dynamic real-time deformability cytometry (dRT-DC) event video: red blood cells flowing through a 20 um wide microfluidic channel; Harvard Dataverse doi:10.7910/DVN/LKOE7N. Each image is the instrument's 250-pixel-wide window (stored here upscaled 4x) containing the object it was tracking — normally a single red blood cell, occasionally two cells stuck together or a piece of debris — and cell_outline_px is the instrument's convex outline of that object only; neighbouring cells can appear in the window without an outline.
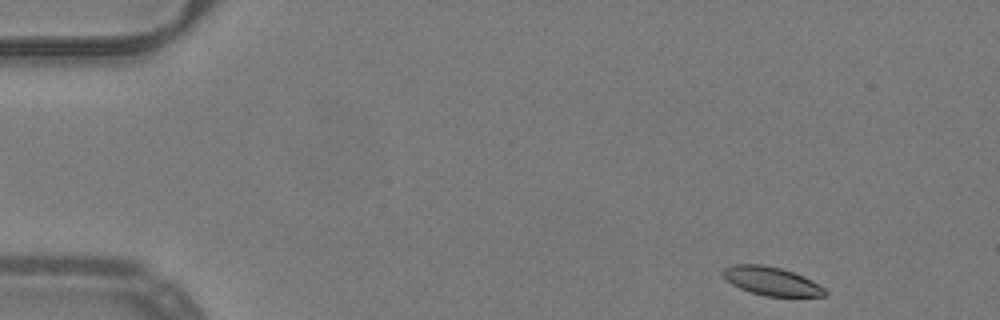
{"species": "common noctule bat (a hibernating species)", "species_latin": "Nyctalus noctula", "temperature_condition": "warm", "stored_images_in_passage": 47, "camera_frame_rate_fps": 3000, "um_per_image_px": 0.085, "animal": {"sex": "male", "body_mass_g": 19.2, "forearm_length_mm": 51.8}, "frame": {"image": 1, "passage_image": 1, "time_ms": 0.0, "image_size_px": [1000, 320], "cell_outline_px": [[828, 292], [824, 296], [764, 296], [740, 288], [732, 284], [720, 272], [724, 268], [732, 264], [760, 264], [780, 268], [804, 276], [812, 280], [824, 288]], "centroid_in_image_um": [65.57, 23.89], "position_along_channel_um": 19.4, "area_um2": 16.82}}
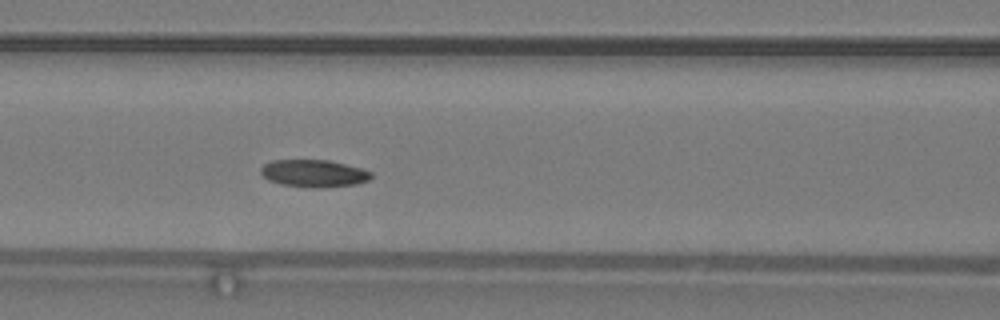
{"frame": {"image": 2, "passage_image": 18, "time_ms": 5.667, "image_size_px": [1000, 320], "cell_outline_px": [[372, 176], [368, 180], [356, 184], [320, 188], [308, 188], [280, 184], [268, 180], [260, 172], [260, 168], [264, 164], [272, 160], [328, 160], [360, 168], [372, 172]], "centroid_in_image_um": [26.65, 14.74], "position_along_channel_um": 140.0, "area_um2": 17.63}}
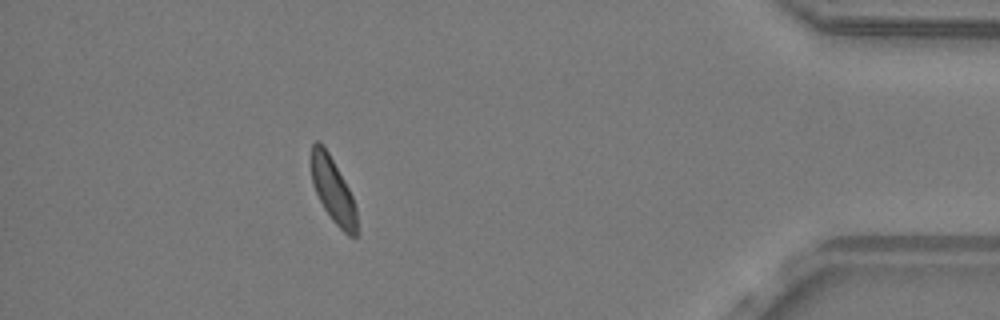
{"frame": {"image": 3, "passage_image": 42, "time_ms": 13.667, "image_size_px": [1000, 320], "cell_outline_px": [[356, 236], [348, 236], [332, 220], [324, 208], [312, 184], [312, 144], [316, 140], [320, 140], [324, 144], [348, 188], [352, 196], [356, 208]], "centroid_in_image_um": [28.29, 16.14], "position_along_channel_um": 406.9, "area_um2": 16.94}, "authors_computed_cell_mechanics": {"area_um2": 17.8024, "velocity_mm_per_s": 3.9653, "shape_relaxation_time_tau1_ms": 4.1665, "shape_relaxation_time_tau2_ms": 3.2728, "deformation_change_tau1": 0.1009, "deformation_change_tau2": 0.0834}}